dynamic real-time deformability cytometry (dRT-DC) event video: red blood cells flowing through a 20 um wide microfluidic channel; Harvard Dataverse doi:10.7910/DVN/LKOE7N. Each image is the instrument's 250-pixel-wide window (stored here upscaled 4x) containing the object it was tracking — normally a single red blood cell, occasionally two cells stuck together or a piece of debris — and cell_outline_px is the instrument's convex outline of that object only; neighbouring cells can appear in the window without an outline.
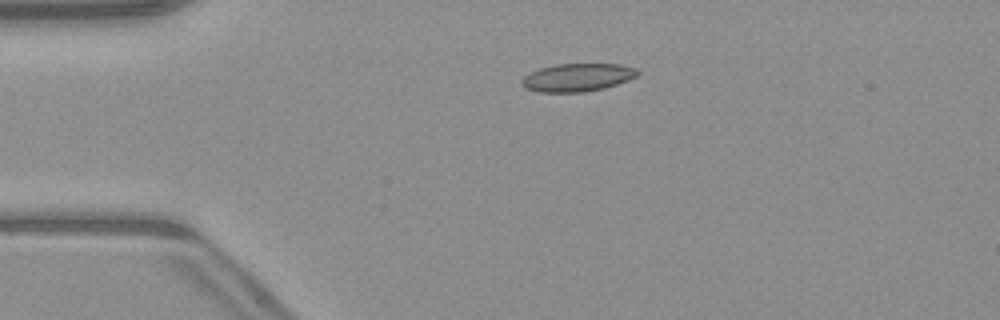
{"species": "common noctule bat (a hibernating species)", "species_latin": "Nyctalus noctula", "temperature_condition": "warm", "stored_images_in_passage": 4, "camera_frame_rate_fps": 3000, "um_per_image_px": 0.085, "animal": {"sex": "male", "body_mass_g": 23.1, "forearm_length_mm": 52.7}, "frame": {"image": 1, "passage_image": 3, "time_ms": 3.333, "image_size_px": [1000, 320], "cell_outline_px": [[640, 72], [636, 76], [628, 80], [604, 88], [584, 92], [536, 92], [524, 88], [520, 84], [520, 80], [524, 76], [540, 68], [556, 64], [620, 64], [636, 68]], "centroid_in_image_um": [49.05, 6.59], "position_along_channel_um": 35.9, "area_um2": 18.96}}